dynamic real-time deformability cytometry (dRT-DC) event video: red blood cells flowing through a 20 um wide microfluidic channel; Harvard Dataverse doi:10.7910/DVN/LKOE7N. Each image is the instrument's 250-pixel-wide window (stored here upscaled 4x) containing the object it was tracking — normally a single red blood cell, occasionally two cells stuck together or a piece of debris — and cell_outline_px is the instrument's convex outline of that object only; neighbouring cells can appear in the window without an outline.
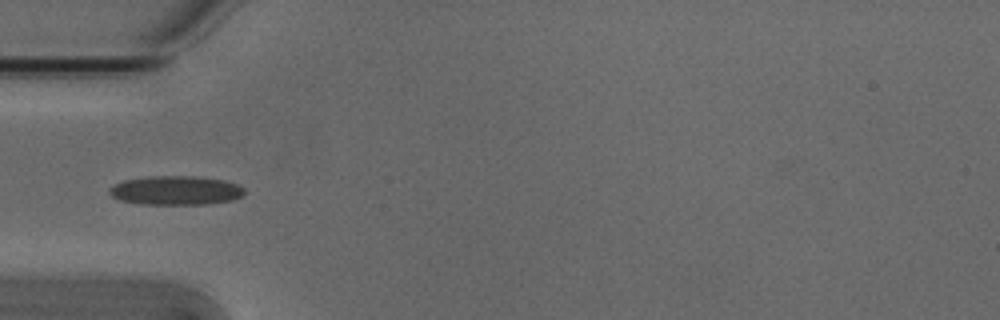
{"species": "Egyptian fruit bat (a non-hibernating species)", "species_latin": "Rousettus aegyptiacus", "temperature_condition": "cold", "stored_images_in_passage": 5, "camera_frame_rate_fps": 3000, "um_per_image_px": 0.085, "animal": {"sex": "male"}, "frame": {"image": 1, "passage_image": 5, "time_ms": 1.333, "image_size_px": [1000, 320], "cell_outline_px": [[244, 196], [232, 200], [208, 204], [140, 204], [120, 200], [112, 196], [108, 192], [108, 188], [124, 180], [152, 176], [192, 176], [224, 180], [236, 184], [244, 188]], "centroid_in_image_um": [14.95, 16.19], "position_along_channel_um": 70.1, "area_um2": 22.83}}